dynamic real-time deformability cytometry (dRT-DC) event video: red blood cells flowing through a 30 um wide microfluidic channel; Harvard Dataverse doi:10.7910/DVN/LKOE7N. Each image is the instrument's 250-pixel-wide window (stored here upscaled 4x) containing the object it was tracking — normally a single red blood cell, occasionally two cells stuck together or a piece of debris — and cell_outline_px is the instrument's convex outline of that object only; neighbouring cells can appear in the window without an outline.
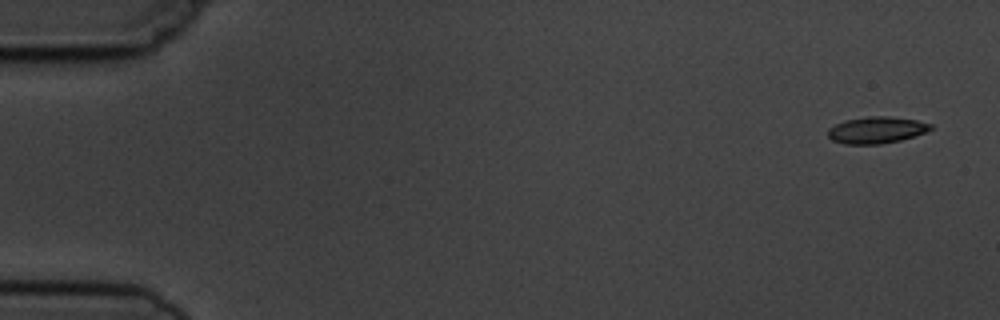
{"species": "common noctule bat (a hibernating species)", "species_latin": "Nyctalus noctula", "temperature_condition": "cold", "stored_images_in_passage": 6, "camera_frame_rate_fps": 3000, "um_per_image_px": 0.085, "animal": {"sex": "male", "body_mass_g": 19.5, "forearm_length_mm": 54.6}, "frame": {"image": 1, "passage_image": 1, "time_ms": 0.0, "image_size_px": [1000, 320], "cell_outline_px": [[932, 128], [924, 132], [900, 140], [880, 144], [844, 144], [832, 140], [828, 136], [828, 128], [844, 120], [868, 116], [888, 116], [916, 120], [932, 124]], "centroid_in_image_um": [74.46, 11.05], "position_along_channel_um": 10.5, "area_um2": 15.84}}
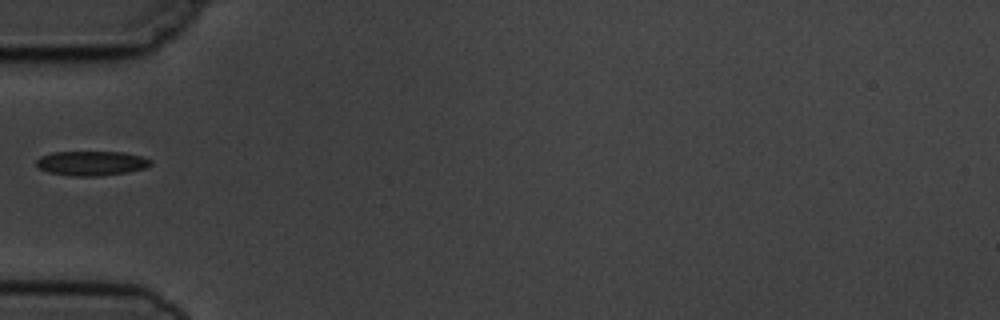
{"frame": {"image": 2, "passage_image": 5, "time_ms": 5.333, "image_size_px": [1000, 320], "cell_outline_px": [[152, 164], [144, 168], [124, 172], [100, 176], [72, 176], [48, 172], [40, 168], [36, 164], [36, 160], [40, 156], [52, 152], [124, 152], [140, 156], [152, 160]], "centroid_in_image_um": [7.75, 13.87], "position_along_channel_um": 77.3, "area_um2": 16.24}}
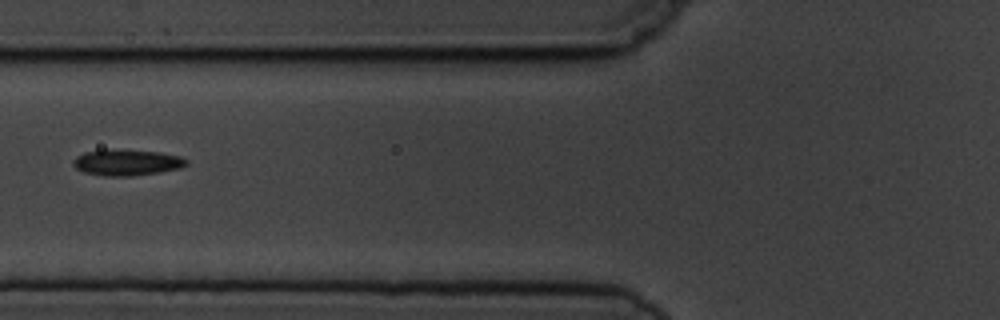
{"frame": {"image": 3, "passage_image": 6, "time_ms": 6.333, "image_size_px": [1000, 320], "cell_outline_px": [[188, 164], [180, 168], [160, 172], [132, 176], [104, 176], [84, 172], [76, 168], [72, 164], [72, 160], [76, 156], [84, 152], [160, 152], [180, 156], [188, 160]], "centroid_in_image_um": [10.81, 13.86], "position_along_channel_um": 115.0, "area_um2": 16.42}}